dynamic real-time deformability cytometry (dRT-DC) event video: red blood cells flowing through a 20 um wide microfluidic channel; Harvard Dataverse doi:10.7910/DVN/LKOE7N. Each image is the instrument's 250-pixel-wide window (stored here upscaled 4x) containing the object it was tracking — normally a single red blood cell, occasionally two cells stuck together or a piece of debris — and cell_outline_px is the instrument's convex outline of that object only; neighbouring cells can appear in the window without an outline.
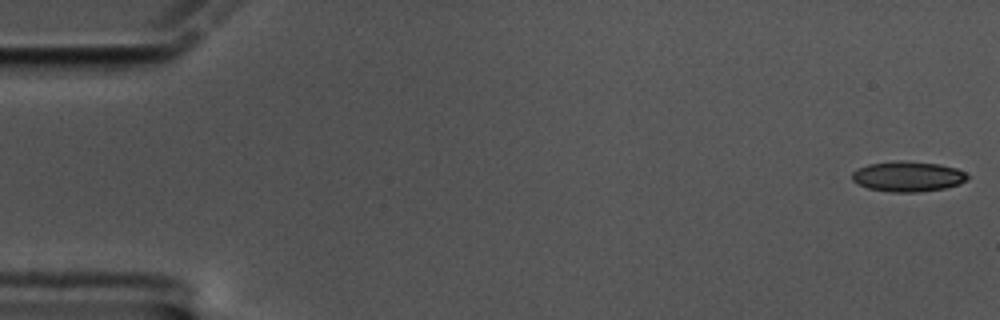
{"species": "common noctule bat (a hibernating species)", "species_latin": "Nyctalus noctula", "temperature_condition": "cold", "stored_images_in_passage": 9, "camera_frame_rate_fps": 3000, "um_per_image_px": 0.085, "animal": {"sex": "male", "body_mass_g": 17.5, "forearm_length_mm": 52.3}, "frame": {"image": 1, "passage_image": 1, "time_ms": 0.0, "image_size_px": [1000, 320], "cell_outline_px": [[968, 180], [960, 184], [944, 188], [920, 192], [892, 192], [868, 188], [856, 184], [852, 180], [852, 172], [856, 168], [868, 164], [900, 160], [940, 164], [956, 168], [964, 172], [968, 176]], "centroid_in_image_um": [77.15, 15.0], "position_along_channel_um": 7.9, "area_um2": 20.52}}